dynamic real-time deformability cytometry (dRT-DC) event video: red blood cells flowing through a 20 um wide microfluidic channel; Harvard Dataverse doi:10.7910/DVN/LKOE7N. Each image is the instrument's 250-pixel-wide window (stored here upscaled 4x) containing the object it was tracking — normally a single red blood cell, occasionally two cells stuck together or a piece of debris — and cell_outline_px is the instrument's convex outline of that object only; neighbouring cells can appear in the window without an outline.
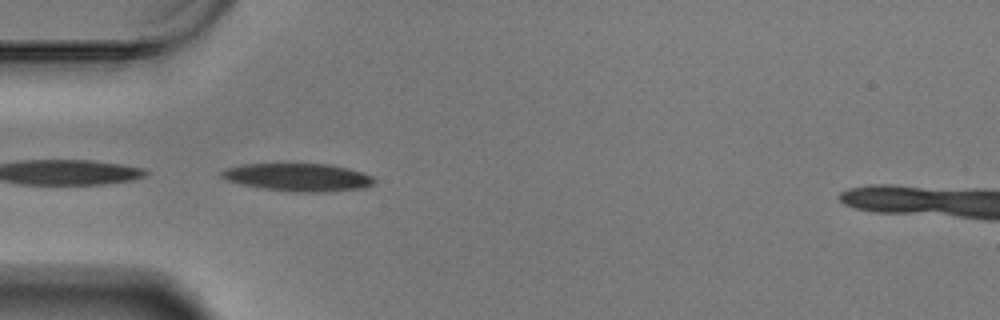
{"species": "Egyptian fruit bat (a non-hibernating species)", "species_latin": "Rousettus aegyptiacus", "temperature_condition": "warm", "stored_images_in_passage": 15, "camera_frame_rate_fps": 3000, "um_per_image_px": 0.085, "animal": {"sex": "male"}, "frame": {"image": 1, "passage_image": 1, "time_ms": 0.0, "image_size_px": [1000, 320], "cell_outline_px": [[376, 180], [372, 184], [364, 188], [320, 192], [296, 192], [264, 188], [244, 184], [228, 180], [220, 176], [220, 172], [224, 168], [240, 164], [280, 160], [328, 164], [348, 168], [364, 172], [372, 176]], "centroid_in_image_um": [25.29, 14.99], "position_along_channel_um": 59.7, "area_um2": 25.89}}
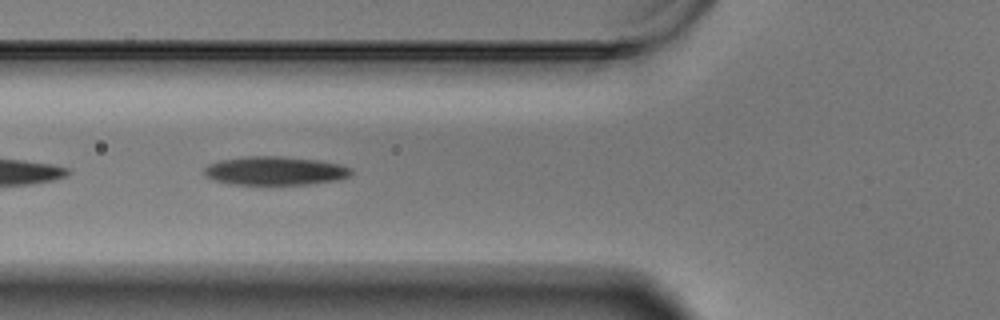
{"frame": {"image": 2, "passage_image": 5, "time_ms": 1.333, "image_size_px": [1000, 320], "cell_outline_px": [[352, 172], [348, 176], [336, 180], [308, 184], [228, 184], [212, 180], [204, 176], [204, 168], [208, 164], [220, 160], [248, 156], [280, 156], [320, 160], [340, 164], [352, 168]], "centroid_in_image_um": [23.34, 14.51], "position_along_channel_um": 102.5, "area_um2": 24.62}}
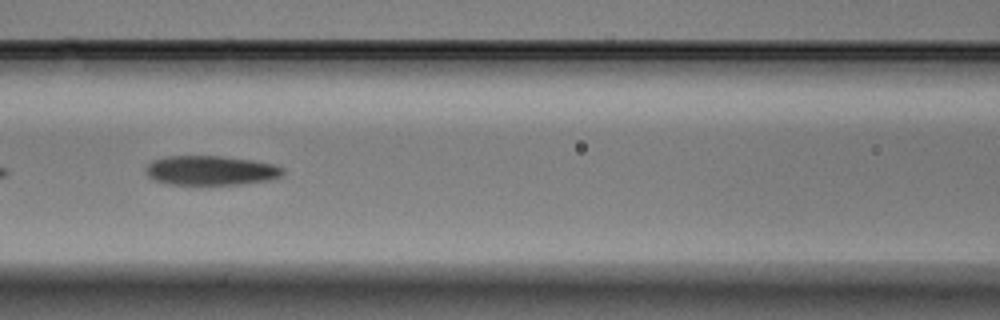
{"frame": {"image": 3, "passage_image": 9, "time_ms": 2.667, "image_size_px": [1000, 320], "cell_outline_px": [[284, 176], [272, 180], [240, 184], [168, 184], [156, 180], [148, 176], [144, 168], [152, 160], [168, 156], [220, 156], [252, 160], [276, 164], [284, 168]], "centroid_in_image_um": [17.97, 14.48], "position_along_channel_um": 148.6, "area_um2": 23.7}}